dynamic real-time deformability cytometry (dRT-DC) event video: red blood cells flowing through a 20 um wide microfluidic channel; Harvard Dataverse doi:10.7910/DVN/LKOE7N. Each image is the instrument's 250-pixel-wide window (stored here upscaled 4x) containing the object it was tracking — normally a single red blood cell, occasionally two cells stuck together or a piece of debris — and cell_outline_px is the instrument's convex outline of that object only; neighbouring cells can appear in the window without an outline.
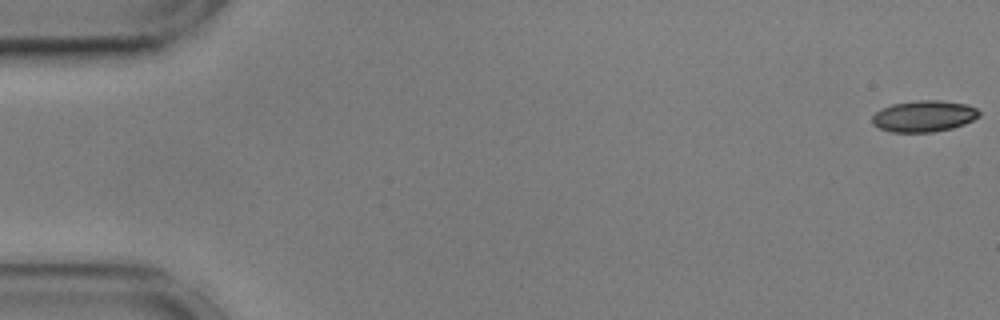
{"species": "common noctule bat (a hibernating species)", "species_latin": "Nyctalus noctula", "temperature_condition": "cold", "stored_images_in_passage": 10, "camera_frame_rate_fps": 3000, "um_per_image_px": 0.085, "animal": {"sex": "male", "body_mass_g": 17.9, "forearm_length_mm": 54.2}, "frame": {"image": 1, "passage_image": 1, "time_ms": 0.0, "image_size_px": [1000, 320], "cell_outline_px": [[980, 116], [964, 124], [952, 128], [932, 132], [892, 132], [880, 128], [872, 124], [872, 116], [880, 108], [892, 104], [916, 100], [940, 100], [968, 104], [976, 108], [980, 112]], "centroid_in_image_um": [78.53, 9.86], "position_along_channel_um": 6.5, "area_um2": 19.65}}